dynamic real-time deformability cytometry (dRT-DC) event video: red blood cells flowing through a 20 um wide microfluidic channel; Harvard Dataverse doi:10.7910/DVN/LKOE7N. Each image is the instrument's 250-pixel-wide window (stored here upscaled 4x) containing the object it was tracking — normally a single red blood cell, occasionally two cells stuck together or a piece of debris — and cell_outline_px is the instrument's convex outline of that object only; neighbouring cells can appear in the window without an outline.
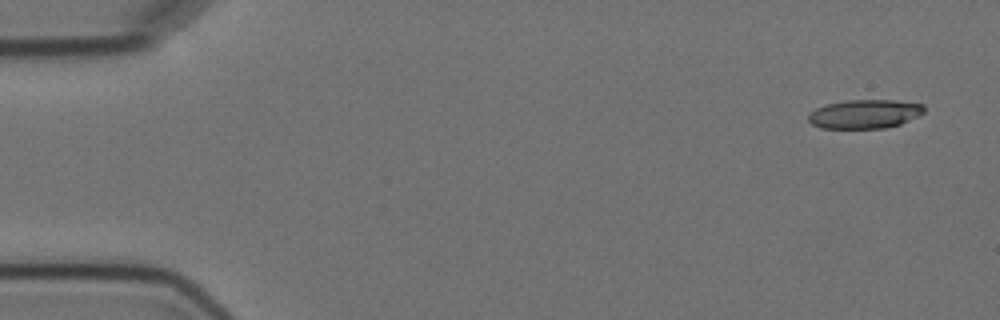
{"species": "Egyptian fruit bat (a non-hibernating species)", "species_latin": "Rousettus aegyptiacus", "temperature_condition": "cold", "stored_images_in_passage": 5, "camera_frame_rate_fps": 3000, "um_per_image_px": 0.085, "animal": {"sex": "female"}, "frame": {"image": 1, "passage_image": 1, "time_ms": 0.0, "image_size_px": [1000, 320], "cell_outline_px": [[924, 112], [920, 116], [900, 124], [884, 128], [820, 128], [812, 124], [808, 120], [808, 116], [816, 108], [828, 104], [848, 100], [892, 100], [924, 104]], "centroid_in_image_um": [73.53, 9.69], "position_along_channel_um": 11.5, "area_um2": 19.42}}
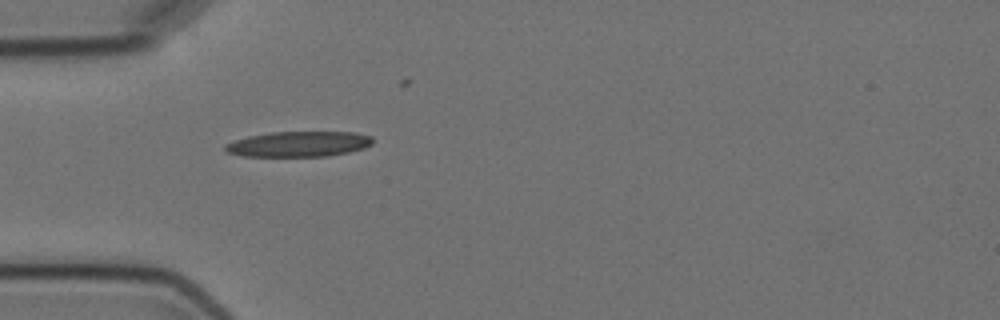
{"frame": {"image": 2, "passage_image": 4, "time_ms": 4.667, "image_size_px": [1000, 320], "cell_outline_px": [[372, 144], [364, 148], [348, 152], [328, 156], [240, 156], [228, 152], [224, 148], [224, 144], [248, 136], [272, 132], [356, 132], [372, 136]], "centroid_in_image_um": [25.4, 12.24], "position_along_channel_um": 59.6, "area_um2": 21.79}}
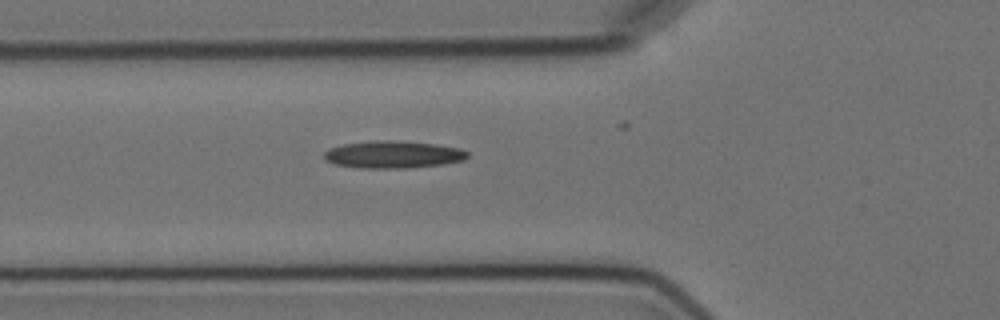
{"frame": {"image": 3, "passage_image": 5, "time_ms": 5.667, "image_size_px": [1000, 320], "cell_outline_px": [[468, 156], [464, 160], [444, 164], [408, 168], [356, 168], [336, 164], [324, 160], [324, 152], [328, 148], [344, 144], [376, 140], [388, 140], [436, 144], [460, 148], [468, 152]], "centroid_in_image_um": [33.4, 13.14], "position_along_channel_um": 92.4, "area_um2": 22.89}}